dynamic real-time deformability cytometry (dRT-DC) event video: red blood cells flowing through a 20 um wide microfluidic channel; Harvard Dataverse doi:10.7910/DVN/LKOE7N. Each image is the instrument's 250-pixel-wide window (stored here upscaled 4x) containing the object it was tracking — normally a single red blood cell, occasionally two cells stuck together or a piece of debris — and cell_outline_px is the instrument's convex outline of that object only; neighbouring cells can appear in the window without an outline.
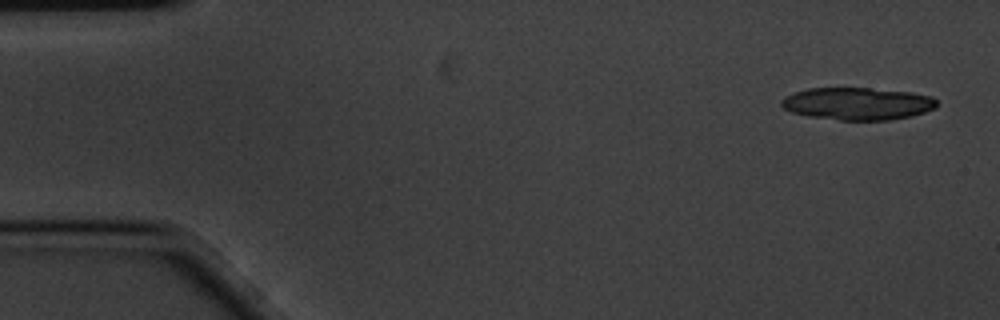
{"species": "common noctule bat (a hibernating species)", "species_latin": "Nyctalus noctula", "temperature_condition": "cold", "stored_images_in_passage": 5, "camera_frame_rate_fps": 3000, "um_per_image_px": 0.085, "animal": {"sex": "male", "body_mass_g": 20.1, "forearm_length_mm": 53.5}, "frame": {"image": 1, "passage_image": 1, "time_ms": 0.0, "image_size_px": [1000, 320], "cell_outline_px": [[936, 108], [912, 116], [888, 120], [840, 120], [808, 116], [792, 112], [784, 108], [780, 104], [780, 100], [784, 96], [808, 88], [868, 88], [912, 92], [932, 96], [936, 100]], "centroid_in_image_um": [72.89, 8.81], "position_along_channel_um": 12.1, "area_um2": 29.42}}